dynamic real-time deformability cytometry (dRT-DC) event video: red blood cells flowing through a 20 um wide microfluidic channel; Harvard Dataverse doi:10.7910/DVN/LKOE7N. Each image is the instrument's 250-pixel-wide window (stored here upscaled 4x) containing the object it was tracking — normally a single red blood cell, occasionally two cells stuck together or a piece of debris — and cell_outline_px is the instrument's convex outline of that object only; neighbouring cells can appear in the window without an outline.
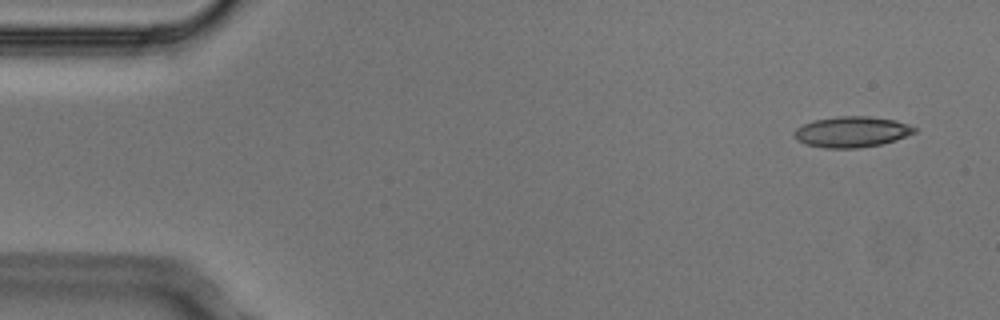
{"species": "Egyptian fruit bat (a non-hibernating species)", "species_latin": "Rousettus aegyptiacus", "temperature_condition": "cold", "stored_images_in_passage": 4, "camera_frame_rate_fps": 3000, "um_per_image_px": 0.085, "animal": {"sex": "male"}, "frame": {"image": 1, "passage_image": 1, "time_ms": 0.0, "image_size_px": [1000, 320], "cell_outline_px": [[916, 132], [896, 140], [880, 144], [860, 148], [824, 148], [808, 144], [796, 140], [792, 132], [796, 128], [804, 124], [816, 120], [836, 116], [868, 116], [896, 120], [908, 124], [916, 128]], "centroid_in_image_um": [72.4, 11.21], "position_along_channel_um": 12.6, "area_um2": 21.56}}
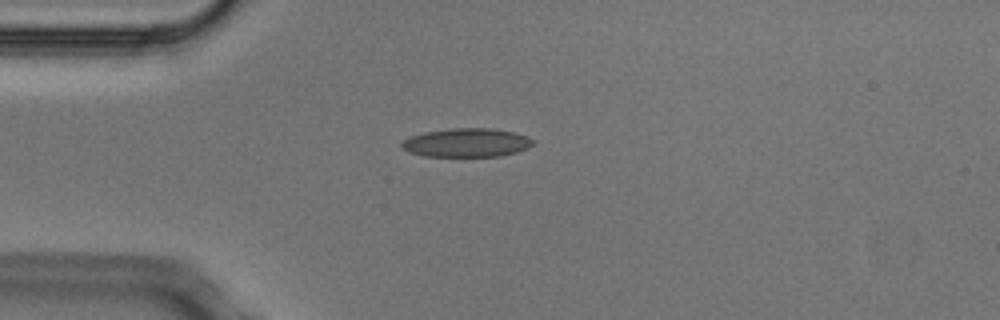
{"frame": {"image": 2, "passage_image": 4, "time_ms": 1.0, "image_size_px": [1000, 320], "cell_outline_px": [[536, 140], [528, 148], [516, 152], [500, 156], [424, 156], [408, 152], [400, 148], [400, 144], [404, 140], [412, 136], [424, 132], [452, 128], [492, 128], [512, 132], [528, 136]], "centroid_in_image_um": [39.66, 12.13], "position_along_channel_um": 45.3, "area_um2": 22.02}}